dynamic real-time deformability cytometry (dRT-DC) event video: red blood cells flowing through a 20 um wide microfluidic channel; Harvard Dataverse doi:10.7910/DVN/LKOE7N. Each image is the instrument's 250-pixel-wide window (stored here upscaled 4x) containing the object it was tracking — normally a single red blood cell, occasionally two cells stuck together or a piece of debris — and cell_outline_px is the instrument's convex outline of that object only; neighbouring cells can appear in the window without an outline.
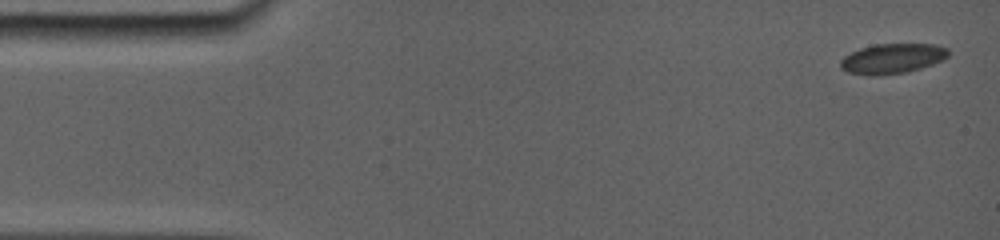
{"species": "common noctule bat (a hibernating species)", "species_latin": "Nyctalus noctula", "temperature_condition": "room temperature", "stored_images_in_passage": 44, "camera_frame_rate_fps": 5000, "um_per_image_px": 0.085, "animal": {"sex": "female", "body_mass_g": 19.0, "forearm_length_mm": 56.7}, "frame": {"image": 1, "passage_image": 1, "time_ms": 0.0, "image_size_px": [1000, 240], "cell_outline_px": [[948, 56], [944, 60], [920, 68], [904, 72], [872, 76], [848, 72], [840, 68], [840, 60], [844, 56], [860, 48], [876, 44], [936, 44], [948, 48]], "centroid_in_image_um": [75.85, 4.97], "position_along_channel_um": 9.2, "area_um2": 18.79}}
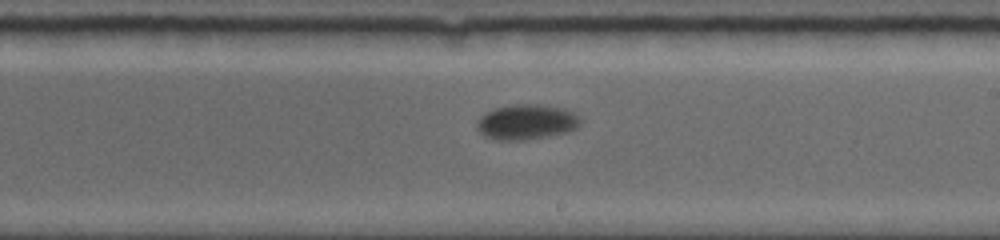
{"frame": {"image": 2, "passage_image": 25, "time_ms": 9.6, "image_size_px": [1000, 240], "cell_outline_px": [[580, 124], [576, 128], [564, 132], [524, 140], [500, 140], [484, 136], [476, 128], [476, 120], [484, 112], [492, 108], [516, 104], [540, 104], [560, 108], [572, 112], [580, 116]], "centroid_in_image_um": [44.68, 10.35], "position_along_channel_um": 244.3, "area_um2": 21.15}}
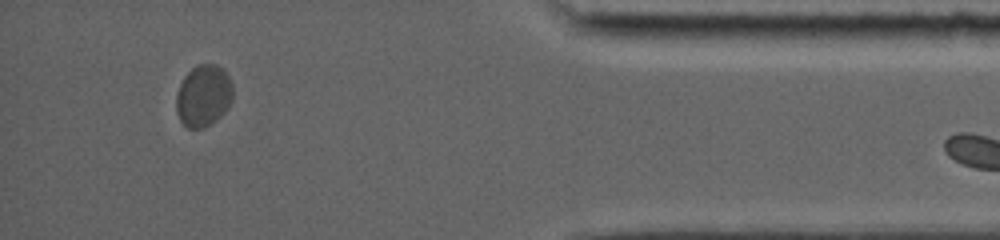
{"frame": {"image": 3, "passage_image": 43, "time_ms": 15.2, "image_size_px": [1000, 240], "cell_outline_px": [[232, 100], [228, 108], [216, 120], [204, 128], [188, 128], [180, 120], [176, 112], [176, 96], [180, 84], [184, 76], [192, 68], [200, 64], [216, 64], [224, 68], [232, 84]], "centroid_in_image_um": [17.3, 8.13], "position_along_channel_um": 417.9, "area_um2": 20.46}}